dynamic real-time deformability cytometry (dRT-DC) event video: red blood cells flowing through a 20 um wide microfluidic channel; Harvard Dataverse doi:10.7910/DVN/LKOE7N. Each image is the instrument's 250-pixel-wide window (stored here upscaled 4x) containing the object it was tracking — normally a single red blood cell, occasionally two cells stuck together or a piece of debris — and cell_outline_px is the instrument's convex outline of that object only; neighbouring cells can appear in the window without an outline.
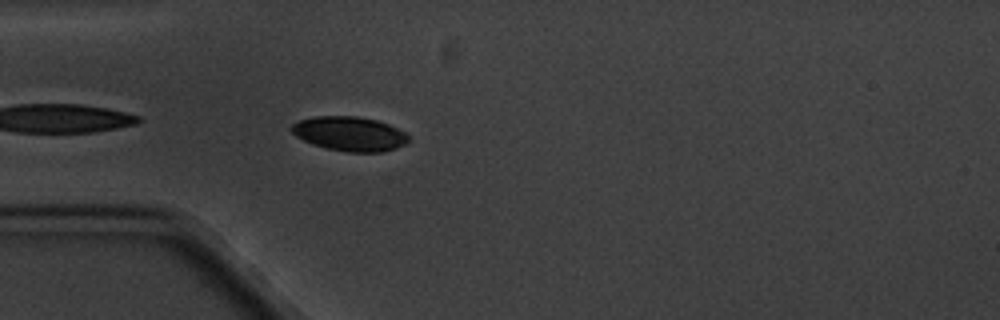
{"species": "common noctule bat (a hibernating species)", "species_latin": "Nyctalus noctula", "temperature_condition": "cold", "stored_images_in_passage": 5, "camera_frame_rate_fps": 3000, "um_per_image_px": 0.085, "animal": {"sex": "male", "body_mass_g": 20.1, "forearm_length_mm": 53.5}, "frame": {"image": 1, "passage_image": 5, "time_ms": 4.667, "image_size_px": [1000, 320], "cell_outline_px": [[408, 140], [404, 144], [396, 148], [380, 152], [348, 152], [328, 148], [312, 144], [296, 136], [288, 128], [292, 124], [300, 120], [316, 116], [356, 116], [376, 120], [388, 124], [404, 132], [408, 136]], "centroid_in_image_um": [29.69, 11.36], "position_along_channel_um": 55.3, "area_um2": 23.24}}